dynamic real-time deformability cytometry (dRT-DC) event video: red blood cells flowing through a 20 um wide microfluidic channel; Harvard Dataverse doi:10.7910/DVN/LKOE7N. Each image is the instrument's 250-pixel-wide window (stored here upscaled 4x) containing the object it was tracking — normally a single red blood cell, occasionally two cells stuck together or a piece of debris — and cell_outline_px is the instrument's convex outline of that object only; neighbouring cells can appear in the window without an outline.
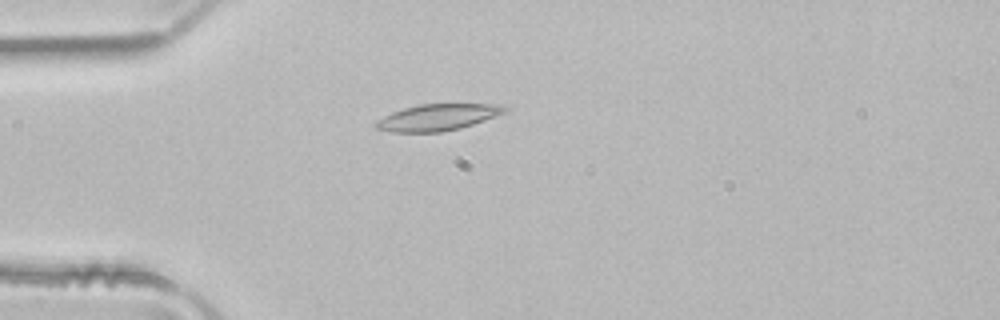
{"species": "common noctule bat (a hibernating species)", "species_latin": "Nyctalus noctula", "temperature_condition": "room temperature", "stored_images_in_passage": 42, "camera_frame_rate_fps": 3000, "um_per_image_px": 0.085, "animal": {"sex": "male", "body_mass_g": 21.5, "forearm_length_mm": 52.0}, "frame": {"image": 1, "passage_image": 5, "time_ms": 1.333, "image_size_px": [1000, 320], "cell_outline_px": [[512, 108], [504, 112], [484, 120], [460, 128], [440, 132], [392, 132], [376, 128], [372, 124], [376, 120], [392, 112], [404, 108], [420, 104], [504, 104]], "centroid_in_image_um": [37.19, 9.96], "position_along_channel_um": 47.8, "area_um2": 19.88}}
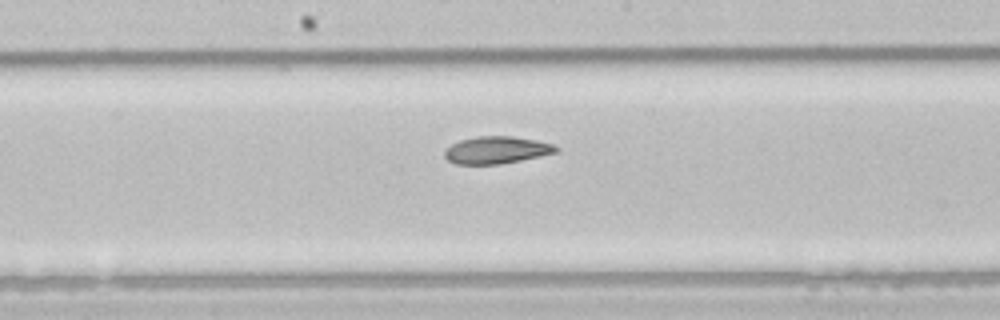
{"frame": {"image": 2, "passage_image": 18, "time_ms": 5.667, "image_size_px": [1000, 320], "cell_outline_px": [[560, 148], [556, 152], [540, 156], [500, 164], [456, 164], [448, 160], [444, 156], [444, 148], [460, 140], [476, 136], [512, 136], [536, 140], [556, 144]], "centroid_in_image_um": [42.2, 12.74], "position_along_channel_um": 206.0, "area_um2": 17.8}}
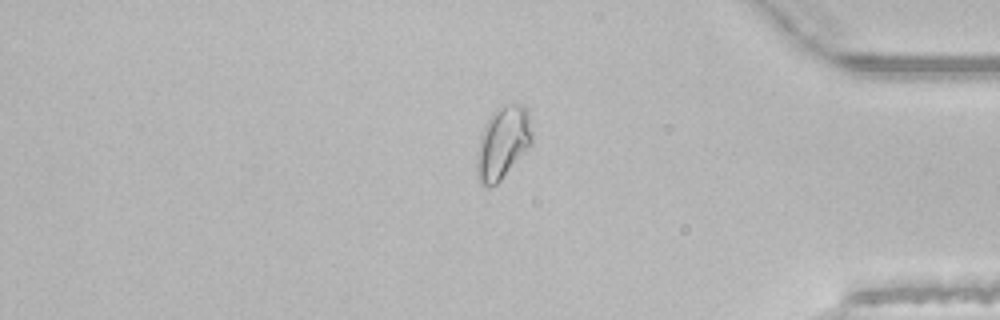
{"frame": {"image": 3, "passage_image": 34, "time_ms": 11.0, "image_size_px": [1000, 320], "cell_outline_px": [[532, 144], [500, 180], [496, 184], [488, 188], [480, 184], [476, 176], [476, 152], [480, 136], [492, 112], [496, 108], [508, 104], [524, 104], [528, 108], [532, 132]], "centroid_in_image_um": [42.73, 12.13], "position_along_channel_um": 392.5, "area_um2": 23.58}, "authors_computed_cell_mechanics": {"area_um2": 19.074, "velocity_mm_per_s": 3.992, "shape_relaxation_time_tau1_ms": 4.0112, "shape_relaxation_time_tau2_ms": 2.687, "deformation_change_tau1": 0.1196, "deformation_change_tau2": 0.0796}}